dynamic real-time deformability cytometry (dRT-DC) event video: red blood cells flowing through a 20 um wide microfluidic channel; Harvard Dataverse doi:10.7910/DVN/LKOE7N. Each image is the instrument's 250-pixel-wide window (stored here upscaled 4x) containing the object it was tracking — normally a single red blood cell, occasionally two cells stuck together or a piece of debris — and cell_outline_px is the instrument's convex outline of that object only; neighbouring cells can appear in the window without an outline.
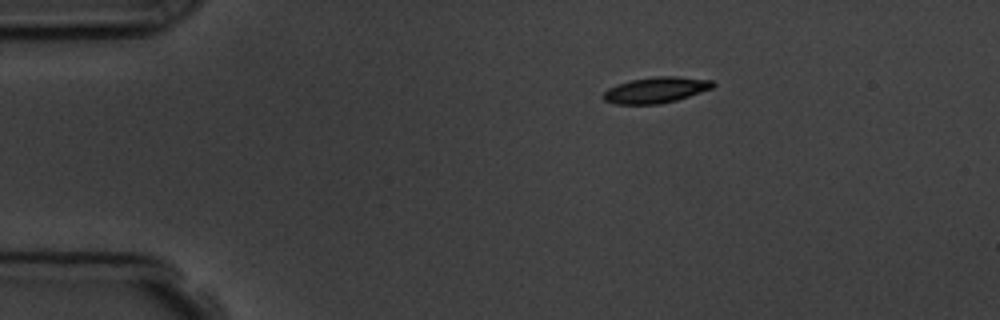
{"species": "common noctule bat (a hibernating species)", "species_latin": "Nyctalus noctula", "temperature_condition": "room temperature", "stored_images_in_passage": 13, "camera_frame_rate_fps": 3000, "um_per_image_px": 0.085, "animal": {"sex": "male", "body_mass_g": 19.5, "forearm_length_mm": 54.6}, "frame": {"image": 1, "passage_image": 1, "time_ms": 0.0, "image_size_px": [1000, 320], "cell_outline_px": [[716, 84], [712, 88], [676, 100], [660, 104], [616, 104], [604, 100], [604, 92], [608, 88], [616, 84], [632, 80], [656, 76], [676, 76], [712, 80]], "centroid_in_image_um": [55.75, 7.64], "position_along_channel_um": 29.2, "area_um2": 16.42}}
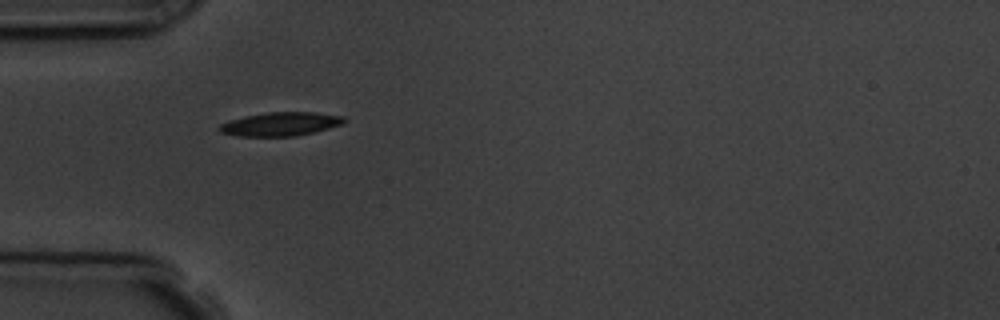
{"frame": {"image": 2, "passage_image": 3, "time_ms": 2.333, "image_size_px": [1000, 320], "cell_outline_px": [[348, 120], [344, 124], [296, 136], [240, 136], [220, 132], [216, 128], [220, 124], [228, 120], [244, 116], [268, 112], [316, 112], [344, 116]], "centroid_in_image_um": [23.85, 10.53], "position_along_channel_um": 61.1, "area_um2": 17.34}}
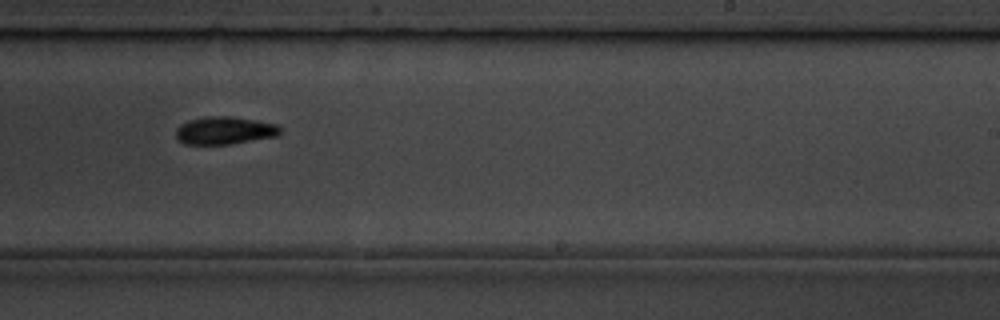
{"frame": {"image": 3, "passage_image": 8, "time_ms": 8.0, "image_size_px": [1000, 320], "cell_outline_px": [[280, 132], [276, 136], [232, 144], [184, 144], [176, 140], [176, 128], [180, 124], [188, 120], [208, 116], [232, 116], [256, 120], [276, 124], [280, 128]], "centroid_in_image_um": [19.04, 11.09], "position_along_channel_um": 270.0, "area_um2": 16.94}, "authors_computed_cell_mechanics": {"area_um2": 16.4152, "velocity_mm_per_s": 3.7384, "shape_relaxation_time_tau1_ms": 5.123, "shape_relaxation_time_tau2_ms": null, "deformation_change_tau1": 0.116, "deformation_change_tau2": null}}